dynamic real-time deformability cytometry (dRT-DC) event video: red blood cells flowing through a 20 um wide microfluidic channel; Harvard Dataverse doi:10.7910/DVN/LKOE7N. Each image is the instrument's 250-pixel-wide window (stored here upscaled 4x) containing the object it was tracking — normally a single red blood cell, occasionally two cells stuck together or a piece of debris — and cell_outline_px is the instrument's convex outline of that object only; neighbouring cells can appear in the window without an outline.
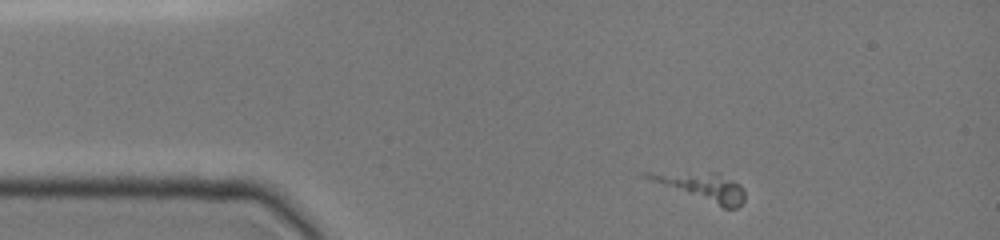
{"species": "common noctule bat (a hibernating species)", "species_latin": "Nyctalus noctula", "temperature_condition": "cold", "stored_images_in_passage": 14, "camera_frame_rate_fps": 3000, "um_per_image_px": 0.085, "animal": {"sex": "female", "body_mass_g": 19.0, "forearm_length_mm": 51.5}, "frame": {"image": 1, "passage_image": 1, "time_ms": 0.0, "image_size_px": [1000, 240], "cell_outline_px": [[744, 200], [736, 208], [724, 208], [644, 176], [640, 172], [716, 172], [740, 184], [744, 188]], "centroid_in_image_um": [59.79, 15.85], "position_along_channel_um": 25.2, "area_um2": 15.14}}
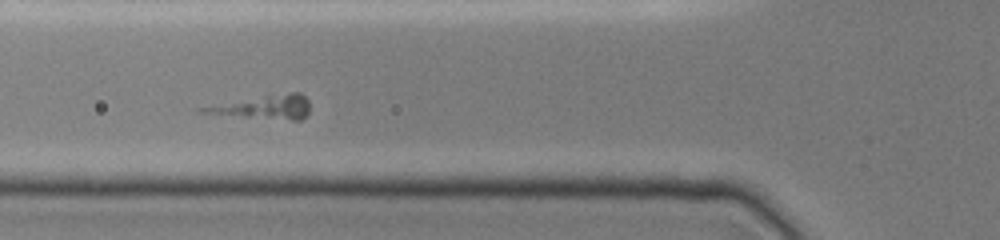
{"frame": {"image": 2, "passage_image": 7, "time_ms": 3.333, "image_size_px": [1000, 240], "cell_outline_px": [[308, 112], [300, 120], [292, 120], [200, 112], [200, 108], [268, 96], [292, 92], [300, 92], [308, 100]], "centroid_in_image_um": [22.61, 9.11], "position_along_channel_um": 103.2, "area_um2": 13.47}}
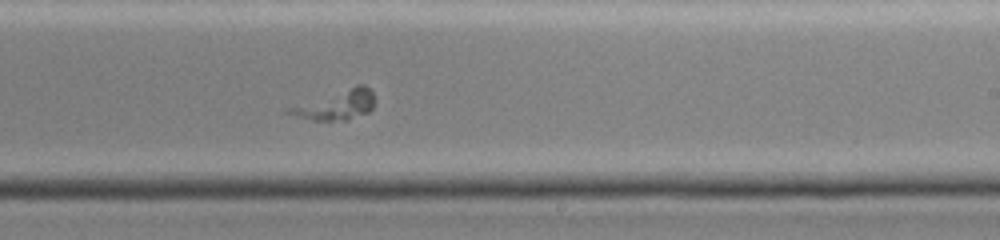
{"frame": {"image": 3, "passage_image": 14, "time_ms": 7.333, "image_size_px": [1000, 240], "cell_outline_px": [[376, 100], [372, 108], [368, 112], [348, 120], [312, 120], [284, 112], [284, 108], [356, 84], [364, 84], [372, 92]], "centroid_in_image_um": [28.57, 8.9], "position_along_channel_um": 260.4, "area_um2": 14.97}}